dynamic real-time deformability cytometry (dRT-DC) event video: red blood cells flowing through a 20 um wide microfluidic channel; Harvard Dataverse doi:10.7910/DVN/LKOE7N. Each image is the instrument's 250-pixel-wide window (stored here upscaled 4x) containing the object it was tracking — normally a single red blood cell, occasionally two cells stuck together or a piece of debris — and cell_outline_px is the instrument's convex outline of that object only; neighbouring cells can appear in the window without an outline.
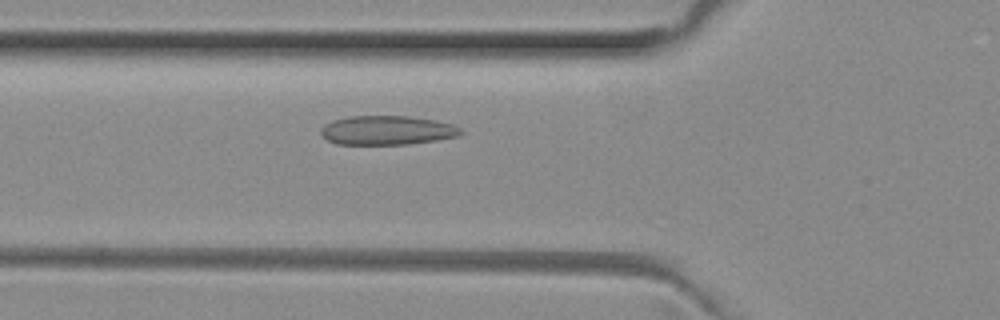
{"species": "common noctule bat (a hibernating species)", "species_latin": "Nyctalus noctula", "temperature_condition": "room temperature", "stored_images_in_passage": 40, "camera_frame_rate_fps": 3000, "um_per_image_px": 0.085, "animal": {"sex": "female", "body_mass_g": 29.2, "forearm_length_mm": 56.3}, "frame": {"image": 1, "passage_image": 7, "time_ms": 2.0, "image_size_px": [1000, 320], "cell_outline_px": [[464, 132], [460, 136], [436, 140], [408, 144], [336, 144], [328, 140], [320, 132], [320, 128], [324, 124], [332, 120], [348, 116], [408, 116], [436, 120], [452, 124], [460, 128]], "centroid_in_image_um": [32.91, 11.07], "position_along_channel_um": 92.9, "area_um2": 23.87}}
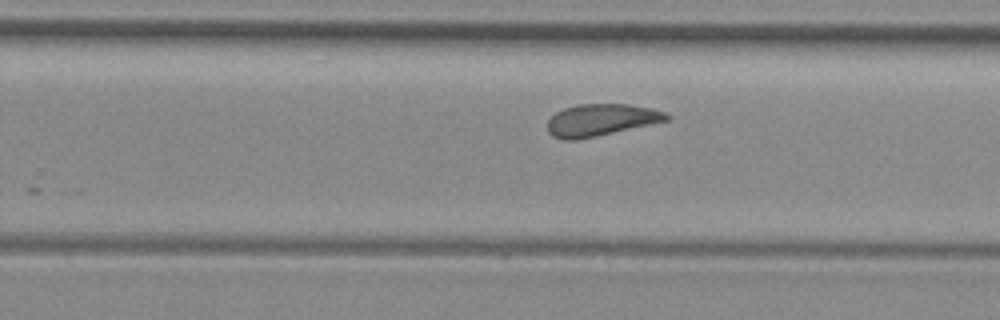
{"frame": {"image": 2, "passage_image": 21, "time_ms": 6.667, "image_size_px": [1000, 320], "cell_outline_px": [[672, 116], [668, 120], [596, 136], [576, 140], [564, 140], [552, 136], [548, 132], [548, 120], [556, 112], [564, 108], [576, 104], [628, 104], [652, 108], [668, 112]], "centroid_in_image_um": [51.09, 10.19], "position_along_channel_um": 278.7, "area_um2": 22.2}}
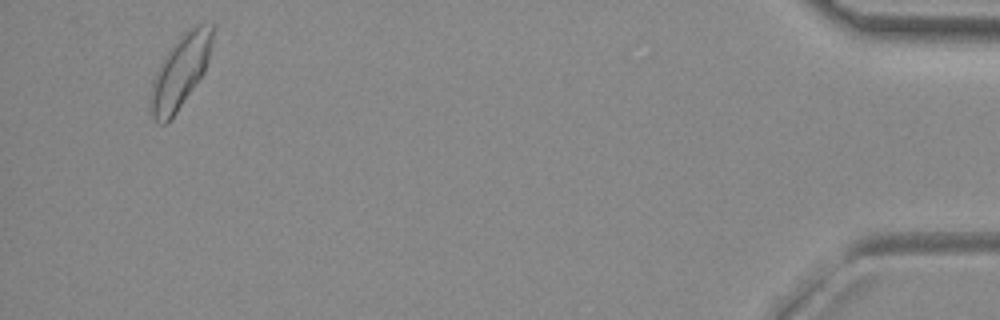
{"frame": {"image": 3, "passage_image": 38, "time_ms": 12.333, "image_size_px": [1000, 320], "cell_outline_px": [[216, 24], [208, 60], [204, 72], [176, 112], [164, 124], [160, 124], [152, 116], [148, 108], [148, 100], [152, 80], [164, 56], [176, 40], [188, 28], [196, 24]], "centroid_in_image_um": [15.31, 6.06], "position_along_channel_um": 419.9, "area_um2": 26.36}, "authors_computed_cell_mechanics": {"area_um2": 22.831, "velocity_mm_per_s": 3.9873, "shape_relaxation_time_tau1_ms": 9.1278, "shape_relaxation_time_tau2_ms": 4.0207, "deformation_change_tau1": 0.1612, "deformation_change_tau2": 0.0949}}